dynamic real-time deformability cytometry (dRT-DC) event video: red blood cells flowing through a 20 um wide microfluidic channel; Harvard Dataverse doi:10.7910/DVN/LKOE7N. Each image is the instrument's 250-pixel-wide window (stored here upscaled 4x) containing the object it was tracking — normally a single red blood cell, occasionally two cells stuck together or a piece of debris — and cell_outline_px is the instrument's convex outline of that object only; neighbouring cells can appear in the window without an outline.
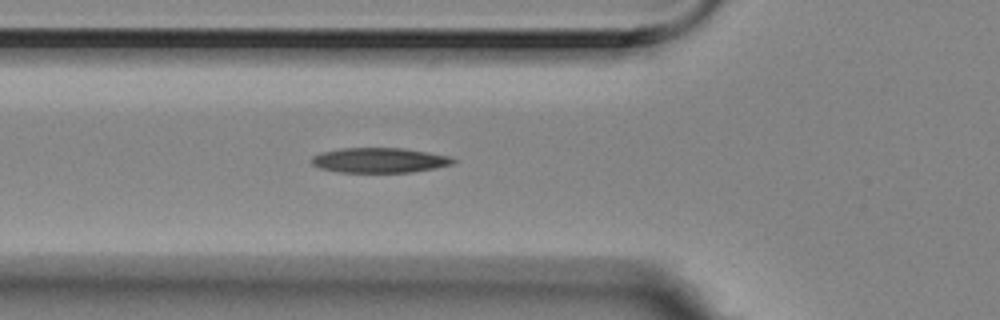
{"species": "Egyptian fruit bat (a non-hibernating species)", "species_latin": "Rousettus aegyptiacus", "temperature_condition": "room temperature", "stored_images_in_passage": 3, "segment_of_instrument_passage": [1, 2], "camera_frame_rate_fps": 3000, "um_per_image_px": 0.085, "animal": {"sex": "female"}, "frame": {"image": 1, "passage_image": 2, "time_ms": 0.333, "image_size_px": [1000, 320], "cell_outline_px": [[456, 160], [452, 164], [436, 168], [412, 172], [340, 172], [320, 168], [312, 164], [308, 160], [312, 156], [320, 152], [340, 148], [404, 148], [428, 152], [448, 156]], "centroid_in_image_um": [32.21, 13.61], "position_along_channel_um": 93.6, "area_um2": 20.69}}